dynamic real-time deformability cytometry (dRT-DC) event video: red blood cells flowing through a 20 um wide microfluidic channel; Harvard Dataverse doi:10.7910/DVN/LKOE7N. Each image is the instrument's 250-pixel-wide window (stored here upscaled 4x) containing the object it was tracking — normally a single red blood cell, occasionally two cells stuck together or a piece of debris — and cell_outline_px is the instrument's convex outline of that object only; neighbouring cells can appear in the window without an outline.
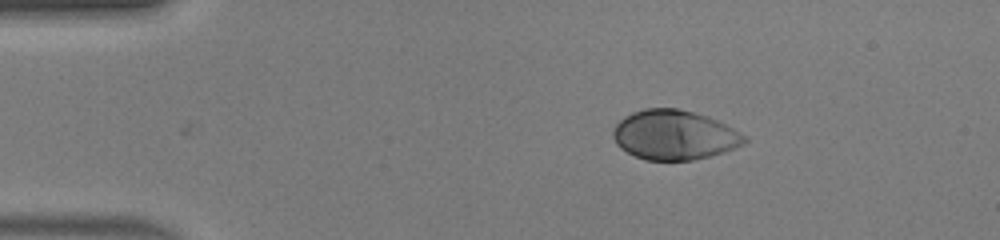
{"species": "human", "species_latin": "Homo sapiens", "temperature_condition": "warm", "stored_images_in_passage": 42, "camera_frame_rate_fps": 3000, "um_per_image_px": 0.085, "donor": {"sex": "male"}, "frame": {"image": 1, "passage_image": 1, "time_ms": 0.0, "image_size_px": [1000, 240], "cell_outline_px": [[748, 140], [744, 144], [724, 152], [712, 156], [692, 160], [644, 160], [620, 148], [616, 144], [612, 136], [612, 132], [616, 124], [624, 116], [632, 112], [644, 108], [680, 108], [708, 116], [748, 136]], "centroid_in_image_um": [57.31, 11.47], "position_along_channel_um": 27.7, "area_um2": 38.21}}
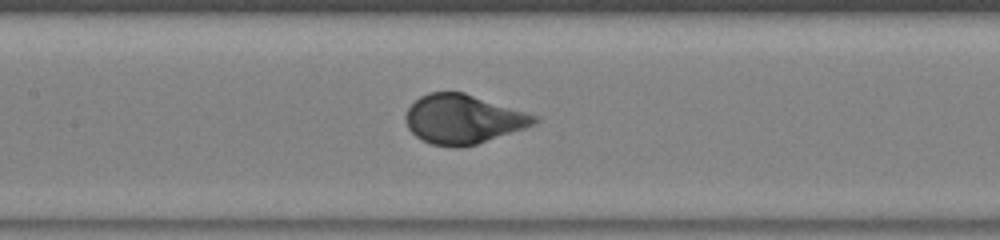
{"frame": {"image": 2, "passage_image": 16, "time_ms": 5.0, "image_size_px": [1000, 240], "cell_outline_px": [[540, 120], [536, 124], [476, 144], [456, 148], [432, 144], [416, 136], [408, 128], [404, 120], [404, 116], [408, 108], [420, 96], [428, 92], [464, 92], [540, 116]], "centroid_in_image_um": [39.37, 10.12], "position_along_channel_um": 168.0, "area_um2": 36.88}}
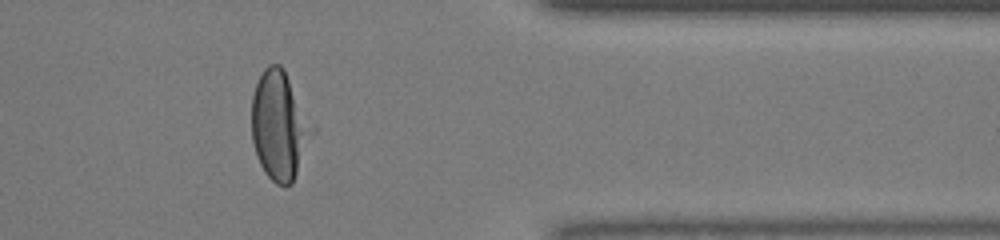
{"frame": {"image": 3, "passage_image": 33, "time_ms": 10.667, "image_size_px": [1000, 240], "cell_outline_px": [[304, 132], [296, 172], [292, 184], [284, 188], [276, 184], [264, 172], [256, 156], [252, 140], [252, 96], [256, 84], [264, 68], [268, 64], [280, 64], [284, 68], [288, 80]], "centroid_in_image_um": [23.48, 10.71], "position_along_channel_um": 387.9, "area_um2": 33.87}}